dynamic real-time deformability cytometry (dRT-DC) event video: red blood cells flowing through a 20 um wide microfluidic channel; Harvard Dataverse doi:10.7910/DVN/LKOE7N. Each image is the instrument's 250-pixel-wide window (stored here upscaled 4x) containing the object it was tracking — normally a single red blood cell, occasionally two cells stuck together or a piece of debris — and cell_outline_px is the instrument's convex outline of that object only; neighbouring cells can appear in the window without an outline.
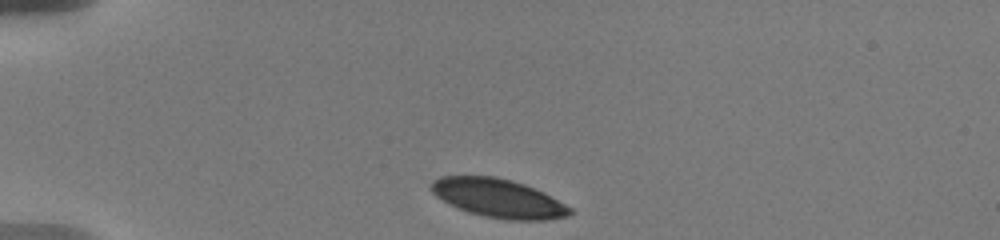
{"species": "human", "species_latin": "Homo sapiens", "temperature_condition": "warm", "stored_images_in_passage": 24, "camera_frame_rate_fps": 3000, "um_per_image_px": 0.085, "donor": {"sex": "male"}, "frame": {"image": 1, "passage_image": 1, "time_ms": 0.0, "image_size_px": [1000, 240], "cell_outline_px": [[576, 212], [568, 216], [548, 220], [508, 220], [484, 216], [468, 212], [456, 208], [448, 204], [436, 196], [428, 188], [432, 180], [440, 176], [496, 176], [512, 180], [524, 184], [572, 208]], "centroid_in_image_um": [42.31, 16.85], "position_along_channel_um": 42.7, "area_um2": 31.33}}
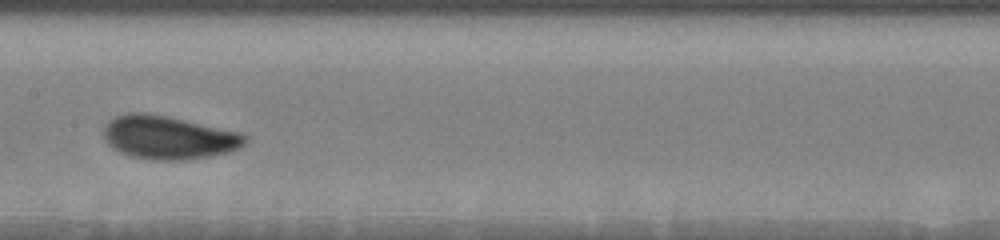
{"frame": {"image": 2, "passage_image": 10, "time_ms": 5.333, "image_size_px": [1000, 240], "cell_outline_px": [[248, 140], [244, 144], [228, 152], [208, 156], [176, 160], [152, 160], [132, 156], [120, 152], [112, 148], [104, 140], [104, 124], [108, 120], [116, 116], [128, 112], [144, 112], [168, 116], [240, 132], [248, 136]], "centroid_in_image_um": [14.28, 11.66], "position_along_channel_um": 193.1, "area_um2": 35.72}}
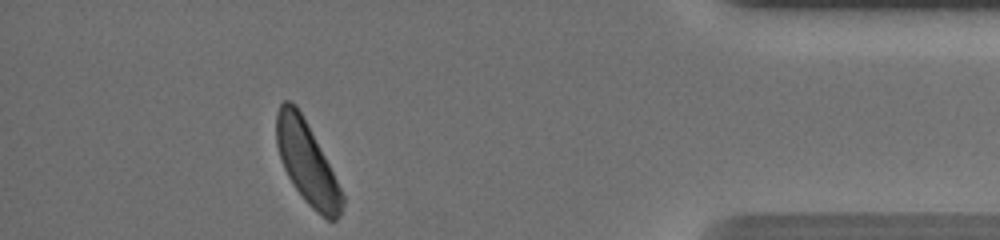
{"frame": {"image": 3, "passage_image": 21, "time_ms": 12.333, "image_size_px": [1000, 240], "cell_outline_px": [[344, 204], [340, 216], [336, 220], [328, 220], [316, 212], [304, 200], [288, 176], [284, 168], [276, 144], [276, 112], [280, 104], [284, 100], [288, 100], [296, 104], [324, 156], [344, 196]], "centroid_in_image_um": [26.08, 13.85], "position_along_channel_um": 409.1, "area_um2": 30.81}, "authors_computed_cell_mechanics": {"area_um2": 33.235, "velocity_mm_per_s": 3.6162, "shape_relaxation_time_tau1_ms": 1.972, "shape_relaxation_time_tau2_ms": null, "deformation_change_tau1": 0.1009, "deformation_change_tau2": null}}